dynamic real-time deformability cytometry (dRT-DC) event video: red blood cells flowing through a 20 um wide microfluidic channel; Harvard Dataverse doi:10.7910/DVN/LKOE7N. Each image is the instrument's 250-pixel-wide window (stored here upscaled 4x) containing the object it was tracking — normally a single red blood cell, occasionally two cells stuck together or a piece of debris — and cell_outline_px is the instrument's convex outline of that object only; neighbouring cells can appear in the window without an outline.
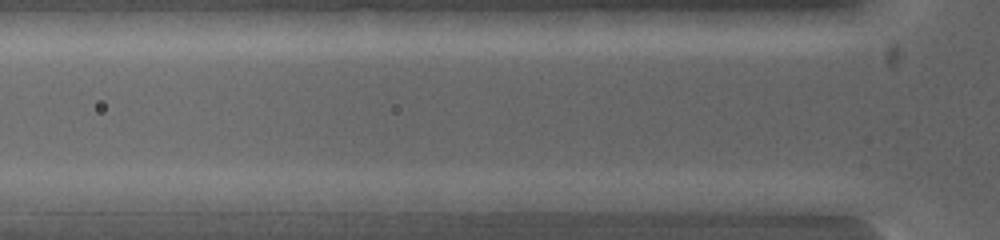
{"species": "common noctule bat (a hibernating species)", "species_latin": "Nyctalus noctula", "temperature_condition": "warm", "stored_images_in_passage": 3, "camera_frame_rate_fps": 5000, "um_per_image_px": 0.085, "animal": {"sex": "female", "body_mass_g": 19.0, "forearm_length_mm": 53.3}, "frame": {"image": 1, "passage_image": 2, "time_ms": 0.6, "image_size_px": [1000, 240], "cell_outline_px": [[388, 200], [380, 212], [300, 212], [292, 200], [296, 192], [360, 192], [380, 196]], "centroid_in_image_um": [28.77, 17.18], "position_along_channel_um": 97.0, "area_um2": 12.43}}